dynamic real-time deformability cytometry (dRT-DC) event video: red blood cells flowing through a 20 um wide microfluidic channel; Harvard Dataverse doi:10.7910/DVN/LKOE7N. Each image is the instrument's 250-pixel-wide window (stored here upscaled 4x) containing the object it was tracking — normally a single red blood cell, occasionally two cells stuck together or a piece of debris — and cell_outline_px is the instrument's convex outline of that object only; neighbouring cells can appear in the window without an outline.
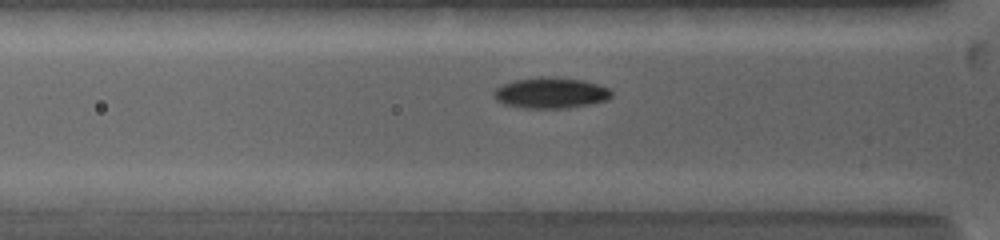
{"species": "common noctule bat (a hibernating species)", "species_latin": "Nyctalus noctula", "temperature_condition": "warm", "stored_images_in_passage": 23, "camera_frame_rate_fps": 5000, "um_per_image_px": 0.085, "animal": {"sex": "female", "body_mass_g": 19.0, "forearm_length_mm": 53.3}, "frame": {"image": 1, "passage_image": 8, "time_ms": 3.0, "image_size_px": [1000, 240], "cell_outline_px": [[612, 96], [608, 100], [568, 108], [524, 108], [504, 104], [496, 100], [492, 96], [492, 92], [496, 88], [504, 84], [516, 80], [544, 76], [548, 76], [584, 80], [608, 88], [612, 92]], "centroid_in_image_um": [46.8, 7.9], "position_along_channel_um": 79.0, "area_um2": 21.15}}
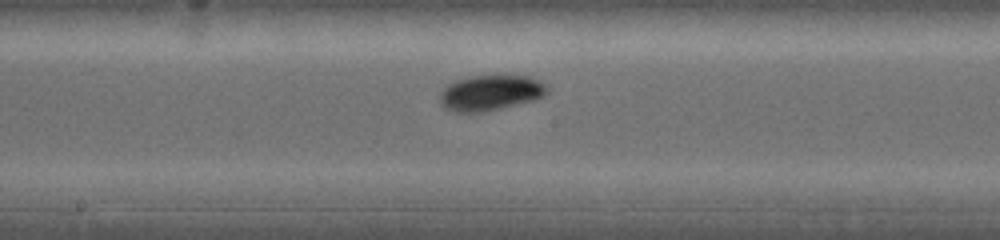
{"frame": {"image": 2, "passage_image": 15, "time_ms": 6.2, "image_size_px": [1000, 240], "cell_outline_px": [[548, 92], [544, 96], [536, 100], [500, 108], [480, 112], [456, 112], [444, 108], [440, 104], [440, 92], [448, 84], [456, 80], [468, 76], [528, 76], [548, 84]], "centroid_in_image_um": [41.7, 7.89], "position_along_channel_um": 206.5, "area_um2": 22.25}}
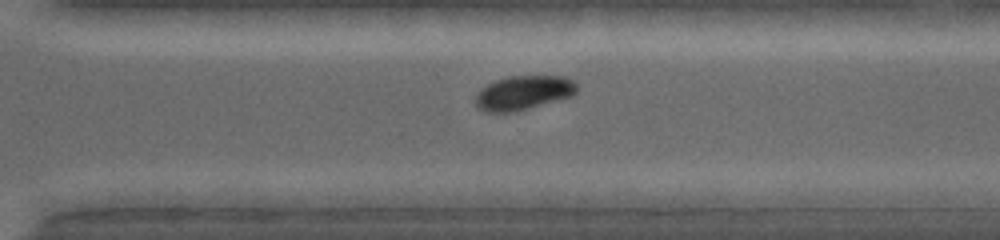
{"frame": {"image": 3, "passage_image": 22, "time_ms": 9.2, "image_size_px": [1000, 240], "cell_outline_px": [[576, 92], [572, 96], [528, 108], [512, 112], [484, 112], [476, 108], [476, 96], [480, 88], [496, 80], [512, 76], [568, 76], [576, 84]], "centroid_in_image_um": [44.47, 7.88], "position_along_channel_um": 326.1, "area_um2": 20.11}}